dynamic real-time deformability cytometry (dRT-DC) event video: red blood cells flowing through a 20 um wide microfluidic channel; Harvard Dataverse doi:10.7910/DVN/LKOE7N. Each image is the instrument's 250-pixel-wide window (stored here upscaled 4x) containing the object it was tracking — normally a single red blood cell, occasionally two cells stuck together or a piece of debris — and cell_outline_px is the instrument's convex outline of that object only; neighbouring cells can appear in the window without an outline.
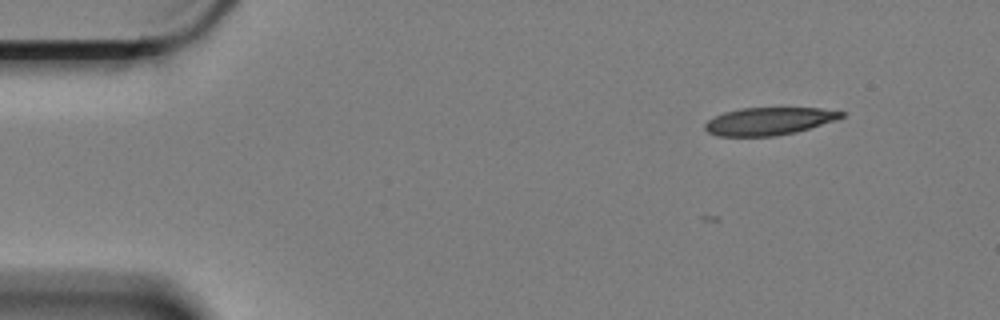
{"species": "Egyptian fruit bat (a non-hibernating species)", "species_latin": "Rousettus aegyptiacus", "temperature_condition": "cold", "stored_images_in_passage": 11, "camera_frame_rate_fps": 3000, "um_per_image_px": 0.085, "animal": {"sex": "female"}, "frame": {"image": 1, "passage_image": 1, "time_ms": 0.0, "image_size_px": [1000, 320], "cell_outline_px": [[848, 112], [844, 116], [836, 120], [796, 132], [772, 136], [716, 136], [708, 132], [704, 128], [704, 124], [712, 116], [724, 112], [740, 108], [820, 108]], "centroid_in_image_um": [65.35, 10.29], "position_along_channel_um": 19.7, "area_um2": 22.08}}
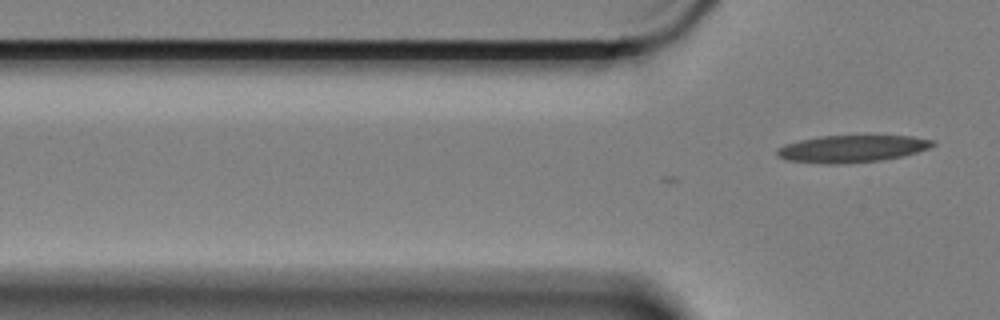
{"frame": {"image": 2, "passage_image": 11, "time_ms": 3.333, "image_size_px": [1000, 320], "cell_outline_px": [[936, 144], [928, 148], [916, 152], [900, 156], [880, 160], [836, 164], [828, 164], [784, 160], [776, 156], [776, 148], [784, 144], [800, 140], [820, 136], [912, 136], [936, 140]], "centroid_in_image_um": [72.36, 12.64], "position_along_channel_um": 53.4, "area_um2": 24.57}}